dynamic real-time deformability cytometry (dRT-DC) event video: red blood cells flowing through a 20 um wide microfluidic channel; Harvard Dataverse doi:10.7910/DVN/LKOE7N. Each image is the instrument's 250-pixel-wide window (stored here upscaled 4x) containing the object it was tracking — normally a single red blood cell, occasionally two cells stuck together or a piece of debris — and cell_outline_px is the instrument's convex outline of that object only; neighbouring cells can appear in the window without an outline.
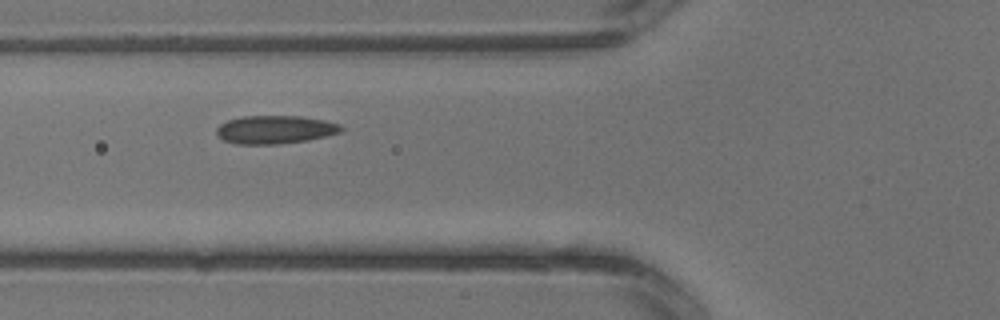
{"species": "common noctule bat (a hibernating species)", "species_latin": "Nyctalus noctula", "temperature_condition": "warm", "stored_images_in_passage": 3, "camera_frame_rate_fps": 3000, "um_per_image_px": 0.085, "animal": {"sex": "male", "body_mass_g": 13.3}, "frame": {"image": 1, "passage_image": 3, "time_ms": 0.667, "image_size_px": [1000, 320], "cell_outline_px": [[344, 128], [340, 132], [308, 140], [276, 144], [236, 144], [224, 140], [216, 136], [216, 128], [220, 124], [228, 120], [244, 116], [300, 116], [324, 120], [340, 124]], "centroid_in_image_um": [23.35, 11.01], "position_along_channel_um": 102.4, "area_um2": 20.46}}